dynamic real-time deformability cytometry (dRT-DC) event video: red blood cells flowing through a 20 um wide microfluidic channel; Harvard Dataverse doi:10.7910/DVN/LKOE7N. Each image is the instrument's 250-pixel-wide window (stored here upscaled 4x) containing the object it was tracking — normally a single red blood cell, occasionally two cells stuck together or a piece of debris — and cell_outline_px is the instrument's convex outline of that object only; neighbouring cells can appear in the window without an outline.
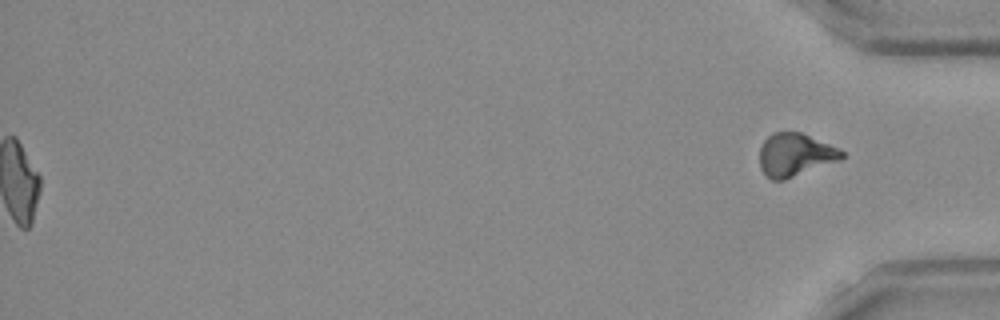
{"species": "Egyptian fruit bat (a non-hibernating species)", "species_latin": "Rousettus aegyptiacus", "temperature_condition": "room temperature", "stored_images_in_passage": 47, "segment_of_instrument_passage": [2, 2], "camera_frame_rate_fps": 3000, "um_per_image_px": 0.085, "frame": {"image": 1, "passage_image": 47, "time_ms": 15.333, "image_size_px": [1000, 320], "cell_outline_px": [[844, 156], [840, 160], [784, 180], [772, 180], [760, 168], [760, 148], [764, 140], [772, 132], [800, 132], [840, 148], [844, 152]], "centroid_in_image_um": [67.59, 13.15], "position_along_channel_um": 367.6, "area_um2": 20.52}}